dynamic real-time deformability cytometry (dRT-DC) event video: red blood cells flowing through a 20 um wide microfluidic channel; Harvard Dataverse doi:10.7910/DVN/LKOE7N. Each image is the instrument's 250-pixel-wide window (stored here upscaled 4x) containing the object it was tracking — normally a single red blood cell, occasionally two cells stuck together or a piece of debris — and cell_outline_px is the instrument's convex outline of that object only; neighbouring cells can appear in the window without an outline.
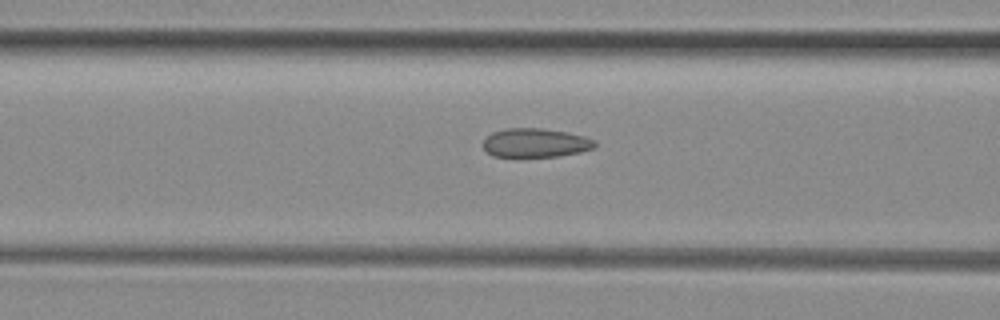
{"species": "common noctule bat (a hibernating species)", "species_latin": "Nyctalus noctula", "temperature_condition": "room temperature", "stored_images_in_passage": 40, "camera_frame_rate_fps": 3000, "um_per_image_px": 0.085, "animal": {"sex": "female", "body_mass_g": 29.2, "forearm_length_mm": 56.3}, "frame": {"image": 1, "passage_image": 20, "time_ms": 6.333, "image_size_px": [1000, 320], "cell_outline_px": [[596, 148], [580, 152], [556, 156], [492, 156], [484, 148], [484, 140], [492, 132], [504, 128], [540, 128], [568, 132], [584, 136], [596, 140]], "centroid_in_image_um": [45.55, 12.13], "position_along_channel_um": 121.1, "area_um2": 18.79}}
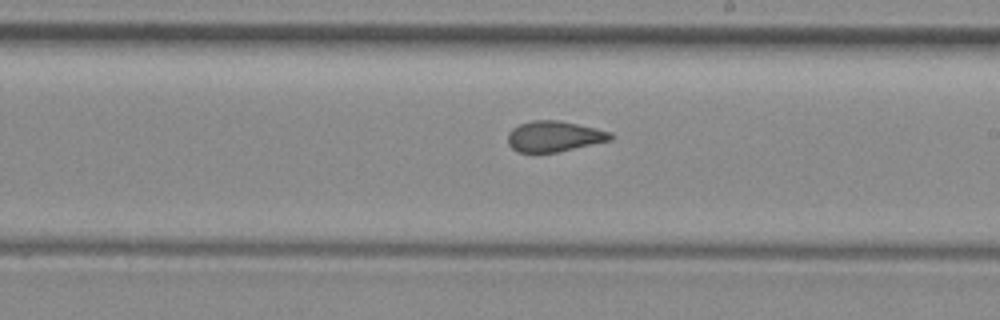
{"frame": {"image": 2, "passage_image": 29, "time_ms": 9.333, "image_size_px": [1000, 320], "cell_outline_px": [[612, 140], [556, 152], [520, 152], [512, 148], [508, 144], [508, 132], [512, 128], [520, 124], [532, 120], [560, 120], [596, 128], [612, 132]], "centroid_in_image_um": [47.1, 11.58], "position_along_channel_um": 241.9, "area_um2": 18.32}}
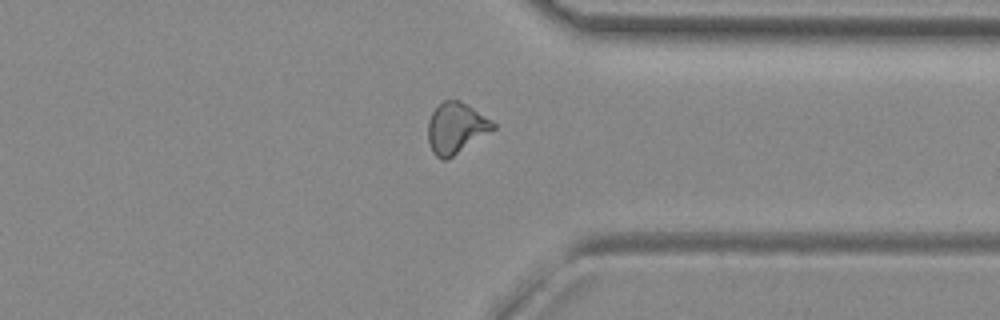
{"frame": {"image": 3, "passage_image": 39, "time_ms": 12.667, "image_size_px": [1000, 320], "cell_outline_px": [[496, 128], [448, 160], [444, 160], [436, 156], [432, 152], [428, 144], [428, 120], [432, 112], [444, 100], [460, 100], [468, 104], [492, 120], [496, 124]], "centroid_in_image_um": [38.76, 10.89], "position_along_channel_um": 372.6, "area_um2": 19.48}}